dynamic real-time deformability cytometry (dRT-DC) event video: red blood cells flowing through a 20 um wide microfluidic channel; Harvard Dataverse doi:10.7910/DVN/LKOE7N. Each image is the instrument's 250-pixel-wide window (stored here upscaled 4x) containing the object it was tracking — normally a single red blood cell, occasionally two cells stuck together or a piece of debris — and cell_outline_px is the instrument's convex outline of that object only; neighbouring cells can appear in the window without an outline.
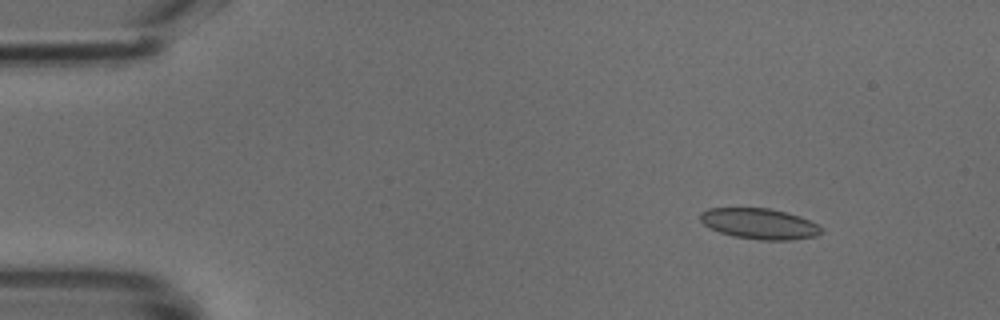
{"species": "common noctule bat (a hibernating species)", "species_latin": "Nyctalus noctula", "temperature_condition": "cold", "stored_images_in_passage": 46, "camera_frame_rate_fps": 3000, "um_per_image_px": 0.085, "animal": {"sex": "male", "body_mass_g": 18.8}, "frame": {"image": 1, "passage_image": 3, "time_ms": 0.667, "image_size_px": [1000, 320], "cell_outline_px": [[824, 232], [816, 236], [792, 240], [760, 240], [732, 236], [720, 232], [704, 224], [700, 220], [700, 212], [708, 208], [772, 208], [800, 216], [824, 228]], "centroid_in_image_um": [64.58, 19.02], "position_along_channel_um": 20.4, "area_um2": 21.79}}
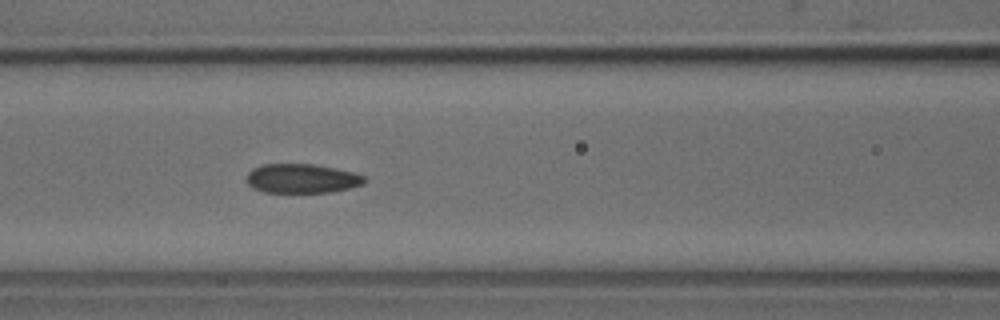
{"frame": {"image": 2, "passage_image": 18, "time_ms": 5.667, "image_size_px": [1000, 320], "cell_outline_px": [[368, 180], [364, 184], [332, 192], [264, 192], [252, 188], [248, 184], [248, 172], [252, 168], [264, 164], [316, 164], [356, 172], [364, 176]], "centroid_in_image_um": [25.7, 15.16], "position_along_channel_um": 140.9, "area_um2": 20.23}}
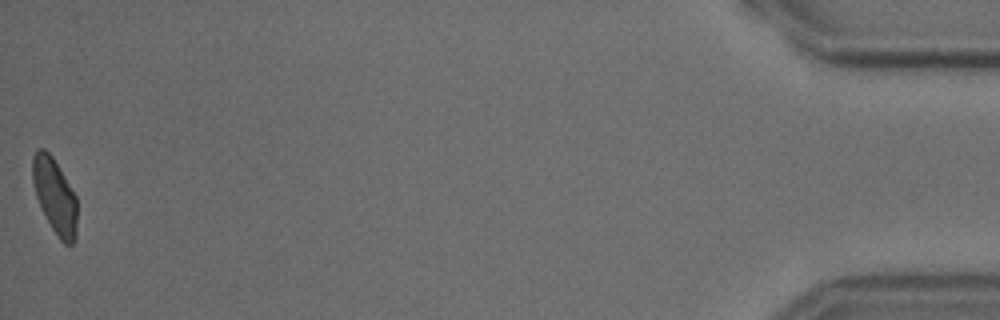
{"frame": {"image": 3, "passage_image": 46, "time_ms": 15.0, "image_size_px": [1000, 320], "cell_outline_px": [[76, 236], [72, 244], [64, 244], [60, 240], [52, 228], [36, 196], [32, 180], [32, 156], [36, 148], [44, 148], [52, 156], [76, 196]], "centroid_in_image_um": [4.64, 16.62], "position_along_channel_um": 430.6, "area_um2": 19.25}}